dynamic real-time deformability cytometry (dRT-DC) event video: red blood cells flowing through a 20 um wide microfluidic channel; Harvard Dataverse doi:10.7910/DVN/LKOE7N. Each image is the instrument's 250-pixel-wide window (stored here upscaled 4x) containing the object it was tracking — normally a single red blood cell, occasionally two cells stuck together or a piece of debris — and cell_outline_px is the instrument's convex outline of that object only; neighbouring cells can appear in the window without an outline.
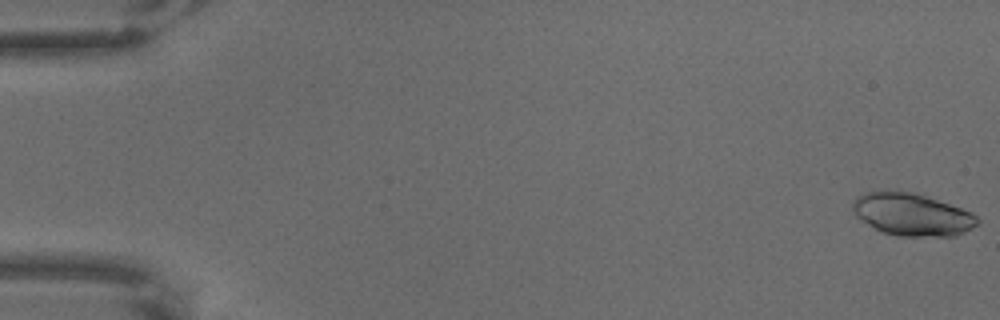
{"species": "common noctule bat (a hibernating species)", "species_latin": "Nyctalus noctula", "temperature_condition": "warm", "stored_images_in_passage": 23, "camera_frame_rate_fps": 3000, "um_per_image_px": 0.085, "animal": {"sex": "male", "body_mass_g": 18.8}, "frame": {"image": 1, "passage_image": 1, "time_ms": 0.0, "image_size_px": [1000, 320], "cell_outline_px": [[980, 224], [956, 236], [896, 236], [880, 232], [856, 216], [852, 208], [852, 200], [856, 196], [868, 192], [912, 192], [972, 212], [980, 220]], "centroid_in_image_um": [77.52, 18.26], "position_along_channel_um": 7.5, "area_um2": 30.58}}
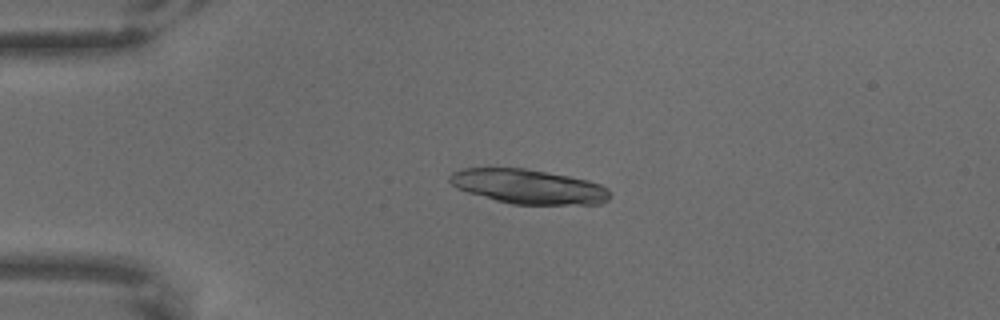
{"frame": {"image": 2, "passage_image": 16, "time_ms": 5.0, "image_size_px": [1000, 320], "cell_outline_px": [[608, 200], [600, 204], [512, 204], [496, 200], [468, 192], [456, 188], [448, 180], [448, 176], [452, 172], [464, 168], [524, 168], [568, 176], [588, 180], [600, 184], [608, 188]], "centroid_in_image_um": [44.89, 15.85], "position_along_channel_um": 40.1, "area_um2": 31.96}}